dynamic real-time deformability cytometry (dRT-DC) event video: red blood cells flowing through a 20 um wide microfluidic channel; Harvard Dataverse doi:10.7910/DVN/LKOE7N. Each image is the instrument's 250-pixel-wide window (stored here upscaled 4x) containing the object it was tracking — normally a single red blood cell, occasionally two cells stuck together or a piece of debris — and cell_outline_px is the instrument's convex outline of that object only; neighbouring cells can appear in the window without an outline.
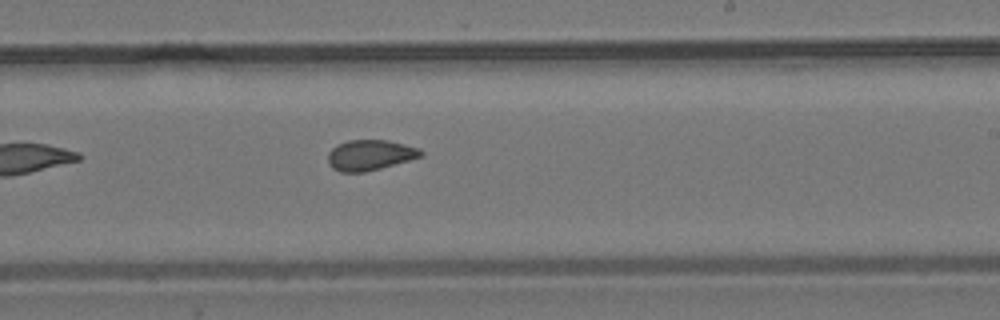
{"species": "common noctule bat (a hibernating species)", "species_latin": "Nyctalus noctula", "temperature_condition": "room temperature", "stored_images_in_passage": 8, "camera_frame_rate_fps": 3000, "um_per_image_px": 0.085, "animal": {"sex": "male", "body_mass_g": 19.2, "forearm_length_mm": 51.8}, "frame": {"image": 1, "passage_image": 8, "time_ms": 8.333, "image_size_px": [1000, 320], "cell_outline_px": [[424, 156], [380, 168], [364, 172], [340, 172], [332, 168], [328, 160], [328, 152], [336, 144], [348, 140], [388, 140], [420, 148], [424, 152]], "centroid_in_image_um": [31.46, 13.17], "position_along_channel_um": 257.5, "area_um2": 16.59}}